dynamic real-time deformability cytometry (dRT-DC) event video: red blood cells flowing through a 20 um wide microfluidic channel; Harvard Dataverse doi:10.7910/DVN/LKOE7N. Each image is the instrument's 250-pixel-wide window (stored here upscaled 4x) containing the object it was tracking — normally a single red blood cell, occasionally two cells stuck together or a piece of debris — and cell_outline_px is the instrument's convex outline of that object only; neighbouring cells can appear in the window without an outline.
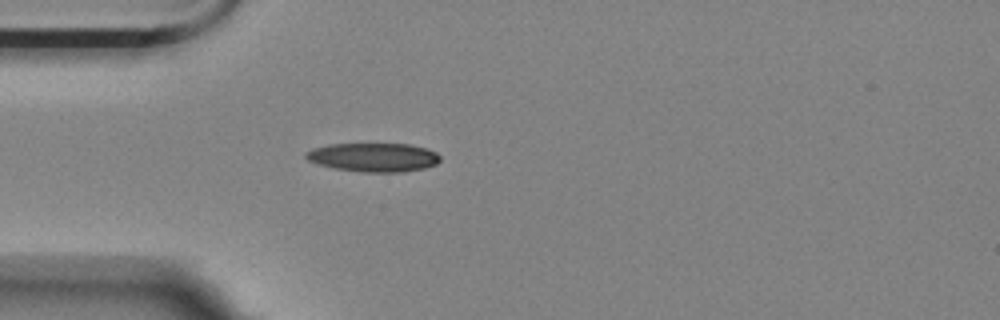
{"species": "Egyptian fruit bat (a non-hibernating species)", "species_latin": "Rousettus aegyptiacus", "temperature_condition": "room temperature", "stored_images_in_passage": 5, "camera_frame_rate_fps": 3000, "um_per_image_px": 0.085, "animal": {"sex": "female"}, "frame": {"image": 1, "passage_image": 5, "time_ms": 4.333, "image_size_px": [1000, 320], "cell_outline_px": [[440, 160], [436, 164], [424, 168], [400, 172], [364, 172], [332, 168], [316, 164], [308, 160], [304, 156], [304, 152], [312, 148], [328, 144], [408, 144], [428, 148], [436, 152], [440, 156]], "centroid_in_image_um": [31.71, 13.37], "position_along_channel_um": 53.3, "area_um2": 22.72}}